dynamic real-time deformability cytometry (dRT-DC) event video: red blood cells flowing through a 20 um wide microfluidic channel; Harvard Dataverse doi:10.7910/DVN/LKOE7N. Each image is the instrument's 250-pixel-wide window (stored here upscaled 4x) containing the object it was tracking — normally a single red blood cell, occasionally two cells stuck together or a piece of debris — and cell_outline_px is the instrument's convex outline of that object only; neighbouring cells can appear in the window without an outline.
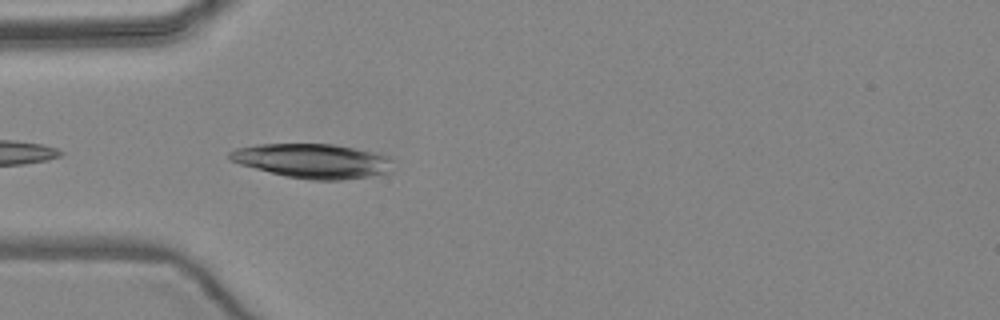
{"species": "common noctule bat (a hibernating species)", "species_latin": "Nyctalus noctula", "temperature_condition": "warm", "stored_images_in_passage": 4, "camera_frame_rate_fps": 3000, "um_per_image_px": 0.085, "animal": {"sex": "female", "body_mass_g": 24.6, "forearm_length_mm": 56.2}, "frame": {"image": 1, "passage_image": 4, "time_ms": 3.667, "image_size_px": [1000, 320], "cell_outline_px": [[392, 172], [368, 176], [340, 180], [312, 180], [284, 176], [240, 164], [228, 160], [228, 152], [236, 148], [256, 144], [332, 144], [372, 152], [388, 156], [392, 160]], "centroid_in_image_um": [26.54, 13.68], "position_along_channel_um": 58.5, "area_um2": 32.71}}